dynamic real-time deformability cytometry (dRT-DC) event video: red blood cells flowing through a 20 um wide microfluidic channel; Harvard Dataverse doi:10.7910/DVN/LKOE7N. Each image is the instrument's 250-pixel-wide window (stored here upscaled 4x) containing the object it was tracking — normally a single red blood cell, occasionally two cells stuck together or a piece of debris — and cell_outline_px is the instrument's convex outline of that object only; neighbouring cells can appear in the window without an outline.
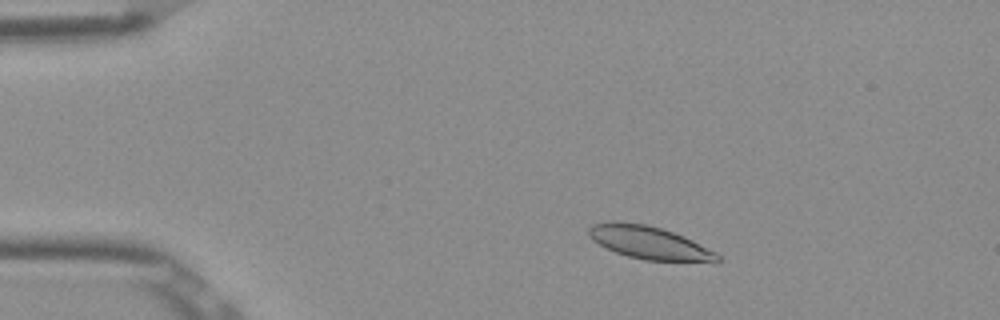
{"species": "Egyptian fruit bat (a non-hibernating species)", "species_latin": "Rousettus aegyptiacus", "temperature_condition": "room temperature", "stored_images_in_passage": 50, "camera_frame_rate_fps": 3000, "um_per_image_px": 0.085, "frame": {"image": 1, "passage_image": 7, "time_ms": 2.0, "image_size_px": [1000, 320], "cell_outline_px": [[720, 260], [716, 264], [644, 260], [628, 256], [616, 252], [592, 240], [588, 236], [588, 228], [592, 224], [620, 220], [644, 224], [660, 228], [684, 236], [716, 252], [720, 256]], "centroid_in_image_um": [55.26, 20.66], "position_along_channel_um": 29.7, "area_um2": 25.2}}
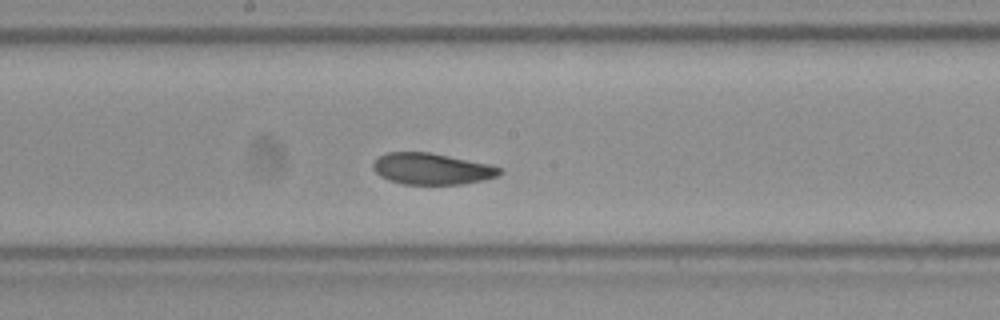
{"frame": {"image": 2, "passage_image": 26, "time_ms": 8.333, "image_size_px": [1000, 320], "cell_outline_px": [[504, 172], [496, 176], [484, 180], [460, 184], [404, 184], [388, 180], [380, 176], [372, 168], [372, 164], [380, 156], [388, 152], [428, 152], [492, 164], [500, 168]], "centroid_in_image_um": [36.72, 14.35], "position_along_channel_um": 211.5, "area_um2": 23.12}}
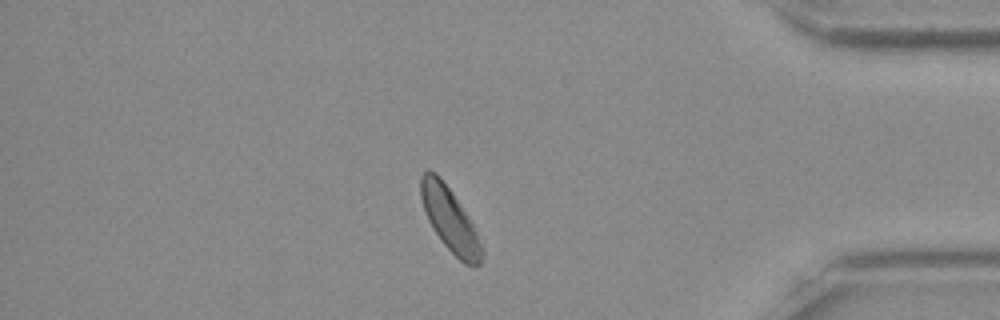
{"frame": {"image": 3, "passage_image": 43, "time_ms": 14.0, "image_size_px": [1000, 320], "cell_outline_px": [[484, 256], [480, 264], [472, 268], [464, 264], [440, 240], [432, 228], [424, 212], [420, 196], [420, 176], [428, 168], [436, 172], [440, 176], [452, 192], [472, 224], [484, 248]], "centroid_in_image_um": [38.23, 18.67], "position_along_channel_um": 397.0, "area_um2": 22.83}, "authors_computed_cell_mechanics": {"area_um2": 23.8136, "velocity_mm_per_s": 3.825, "shape_relaxation_time_tau1_ms": 4.9949, "shape_relaxation_time_tau2_ms": 2.77, "deformation_change_tau1": 0.1396, "deformation_change_tau2": 0.0768}}